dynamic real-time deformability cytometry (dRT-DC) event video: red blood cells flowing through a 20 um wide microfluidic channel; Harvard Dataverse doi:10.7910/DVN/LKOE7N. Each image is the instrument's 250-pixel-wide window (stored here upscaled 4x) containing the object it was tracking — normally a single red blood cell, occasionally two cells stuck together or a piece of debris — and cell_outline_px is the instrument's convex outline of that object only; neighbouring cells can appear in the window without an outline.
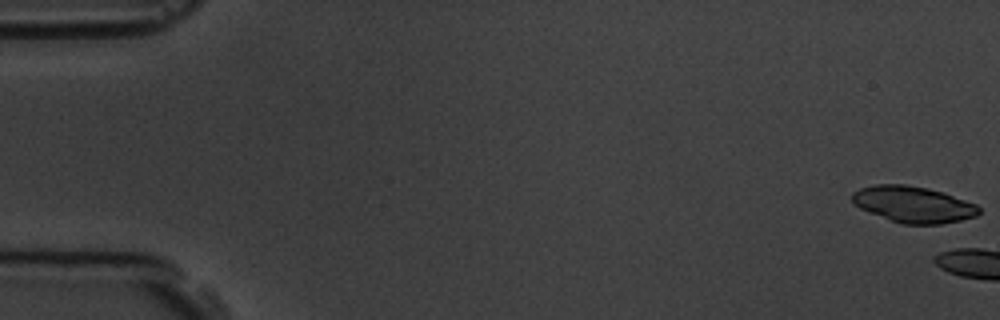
{"species": "common noctule bat (a hibernating species)", "species_latin": "Nyctalus noctula", "temperature_condition": "room temperature", "stored_images_in_passage": 7, "camera_frame_rate_fps": 3000, "um_per_image_px": 0.085, "animal": {"sex": "male", "body_mass_g": 19.5, "forearm_length_mm": 54.6}, "frame": {"image": 1, "passage_image": 1, "time_ms": 0.0, "image_size_px": [1000, 320], "cell_outline_px": [[980, 212], [976, 216], [960, 220], [940, 224], [904, 224], [892, 220], [860, 208], [852, 200], [852, 192], [860, 188], [876, 184], [904, 184], [928, 188], [944, 192], [976, 204], [980, 208]], "centroid_in_image_um": [77.65, 17.36], "position_along_channel_um": 7.3, "area_um2": 26.59}}